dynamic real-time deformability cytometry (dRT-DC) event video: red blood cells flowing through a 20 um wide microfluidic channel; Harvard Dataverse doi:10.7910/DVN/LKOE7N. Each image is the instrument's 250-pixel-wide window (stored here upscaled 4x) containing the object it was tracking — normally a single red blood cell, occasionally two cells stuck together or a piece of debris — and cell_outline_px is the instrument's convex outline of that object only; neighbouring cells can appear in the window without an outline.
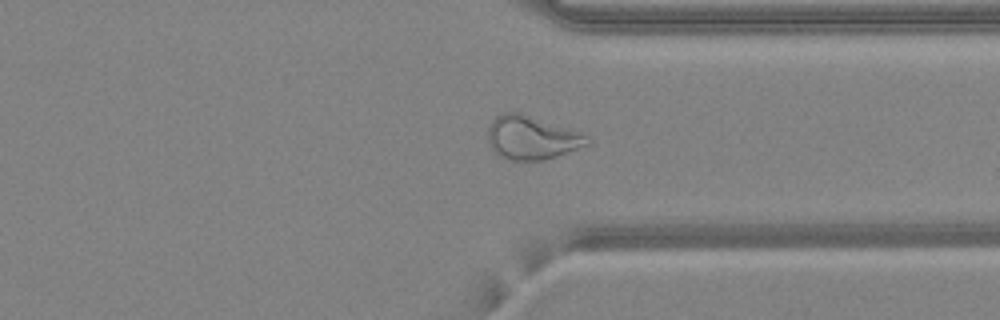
{"species": "common noctule bat (a hibernating species)", "species_latin": "Nyctalus noctula", "temperature_condition": "warm", "stored_images_in_passage": 47, "camera_frame_rate_fps": 3000, "um_per_image_px": 0.085, "animal": {"sex": "female", "body_mass_g": 24.6, "forearm_length_mm": 56.2}, "frame": {"image": 1, "passage_image": 36, "time_ms": 11.667, "image_size_px": [1000, 320], "cell_outline_px": [[592, 144], [544, 160], [512, 160], [500, 156], [492, 148], [488, 140], [488, 128], [492, 120], [496, 116], [504, 112], [520, 112], [588, 136], [592, 140]], "centroid_in_image_um": [45.2, 11.71], "position_along_channel_um": 366.2, "area_um2": 24.91}}
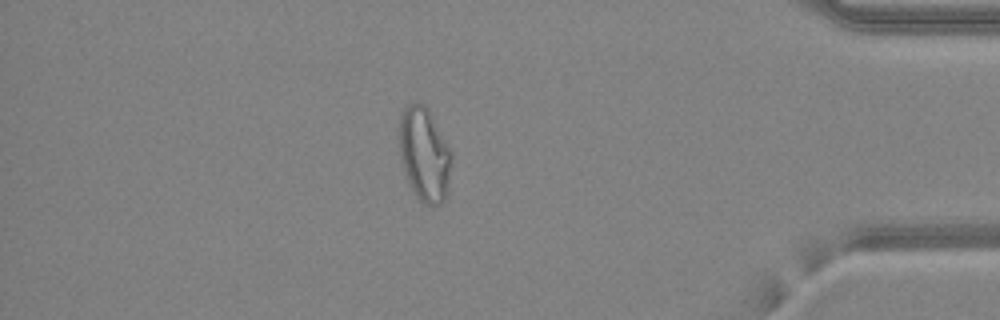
{"frame": {"image": 2, "passage_image": 41, "time_ms": 13.333, "image_size_px": [1000, 320], "cell_outline_px": [[452, 160], [448, 188], [444, 200], [440, 204], [432, 208], [424, 204], [416, 196], [408, 180], [400, 156], [400, 116], [404, 108], [408, 104], [416, 100], [424, 104], [428, 108], [452, 152]], "centroid_in_image_um": [36.1, 13.12], "position_along_channel_um": 399.1, "area_um2": 28.73}, "authors_computed_cell_mechanics": {"area_um2": 28.2064, "velocity_mm_per_s": 4.2323, "shape_relaxation_time_tau1_ms": null, "shape_relaxation_time_tau2_ms": 1.8805, "deformation_change_tau1": null, "deformation_change_tau2": 0.109}}